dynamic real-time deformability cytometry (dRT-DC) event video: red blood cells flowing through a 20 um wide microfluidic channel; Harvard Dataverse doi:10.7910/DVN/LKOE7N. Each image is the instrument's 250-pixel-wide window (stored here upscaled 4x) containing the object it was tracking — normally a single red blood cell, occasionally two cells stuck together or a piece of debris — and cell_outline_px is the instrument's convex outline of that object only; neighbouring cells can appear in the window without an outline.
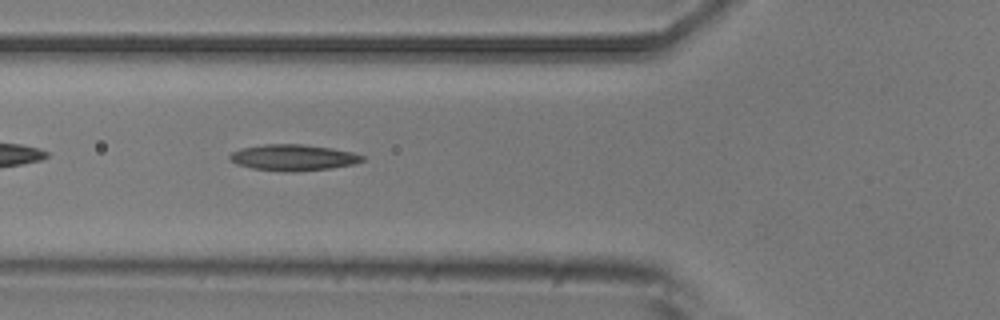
{"species": "common noctule bat (a hibernating species)", "species_latin": "Nyctalus noctula", "temperature_condition": "room temperature", "stored_images_in_passage": 6, "camera_frame_rate_fps": 3000, "um_per_image_px": 0.085, "animal": {"sex": "male", "body_mass_g": 20.5, "forearm_length_mm": 52.5}, "frame": {"image": 1, "passage_image": 3, "time_ms": 2.0, "image_size_px": [1000, 320], "cell_outline_px": [[364, 160], [352, 164], [328, 168], [292, 172], [284, 172], [252, 168], [236, 164], [228, 160], [228, 156], [232, 152], [240, 148], [264, 144], [300, 144], [332, 148], [352, 152], [364, 156]], "centroid_in_image_um": [24.86, 13.39], "position_along_channel_um": 100.9, "area_um2": 20.17}}
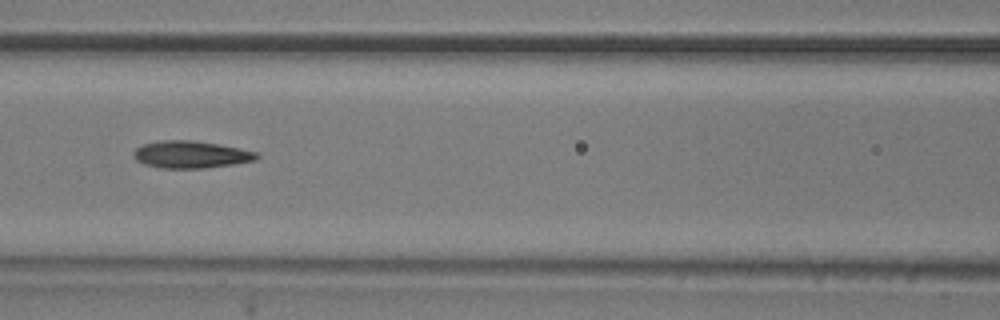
{"frame": {"image": 2, "passage_image": 4, "time_ms": 3.333, "image_size_px": [1000, 320], "cell_outline_px": [[260, 156], [256, 160], [232, 164], [204, 168], [160, 168], [144, 164], [136, 160], [132, 156], [132, 152], [136, 148], [144, 144], [160, 140], [192, 140], [240, 148], [256, 152]], "centroid_in_image_um": [16.19, 13.13], "position_along_channel_um": 150.4, "area_um2": 19.48}}
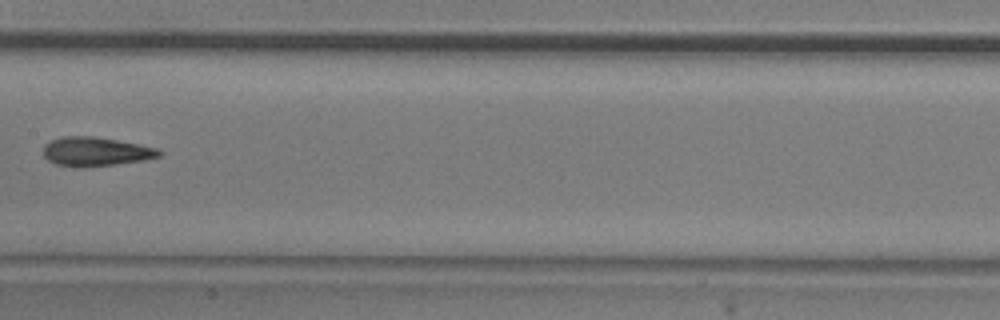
{"frame": {"image": 3, "passage_image": 5, "time_ms": 4.667, "image_size_px": [1000, 320], "cell_outline_px": [[164, 152], [160, 156], [148, 160], [84, 168], [80, 168], [56, 164], [48, 160], [44, 156], [44, 144], [60, 136], [92, 136], [140, 144], [160, 148]], "centroid_in_image_um": [8.18, 12.89], "position_along_channel_um": 199.2, "area_um2": 19.94}}